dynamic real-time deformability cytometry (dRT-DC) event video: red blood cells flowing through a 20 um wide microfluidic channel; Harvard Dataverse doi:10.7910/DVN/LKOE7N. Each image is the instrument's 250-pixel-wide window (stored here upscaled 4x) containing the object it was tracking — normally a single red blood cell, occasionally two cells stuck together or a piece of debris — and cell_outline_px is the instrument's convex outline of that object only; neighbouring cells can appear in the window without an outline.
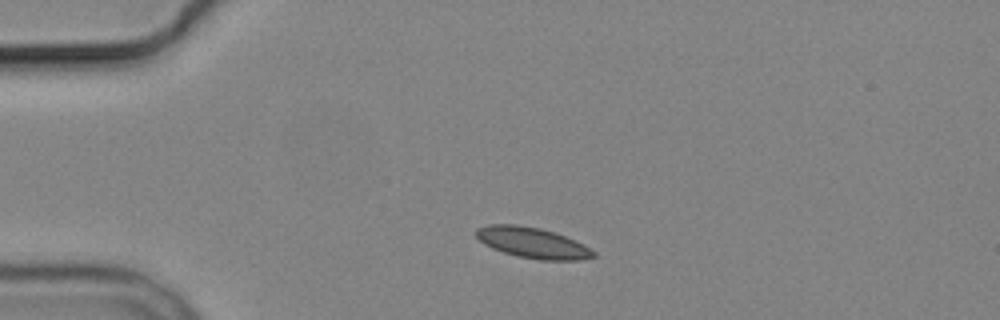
{"species": "common noctule bat (a hibernating species)", "species_latin": "Nyctalus noctula", "temperature_condition": "cold", "stored_images_in_passage": 2, "camera_frame_rate_fps": 3000, "um_per_image_px": 0.085, "animal": {"sex": "male", "body_mass_g": 19.2, "forearm_length_mm": 51.8}, "frame": {"image": 1, "passage_image": 1, "time_ms": 0.0, "image_size_px": [1000, 320], "cell_outline_px": [[596, 256], [580, 260], [540, 260], [516, 256], [492, 248], [484, 244], [476, 236], [476, 228], [488, 224], [516, 224], [540, 228], [564, 236], [584, 244], [596, 252]], "centroid_in_image_um": [45.26, 20.64], "position_along_channel_um": 39.7, "area_um2": 20.98}}